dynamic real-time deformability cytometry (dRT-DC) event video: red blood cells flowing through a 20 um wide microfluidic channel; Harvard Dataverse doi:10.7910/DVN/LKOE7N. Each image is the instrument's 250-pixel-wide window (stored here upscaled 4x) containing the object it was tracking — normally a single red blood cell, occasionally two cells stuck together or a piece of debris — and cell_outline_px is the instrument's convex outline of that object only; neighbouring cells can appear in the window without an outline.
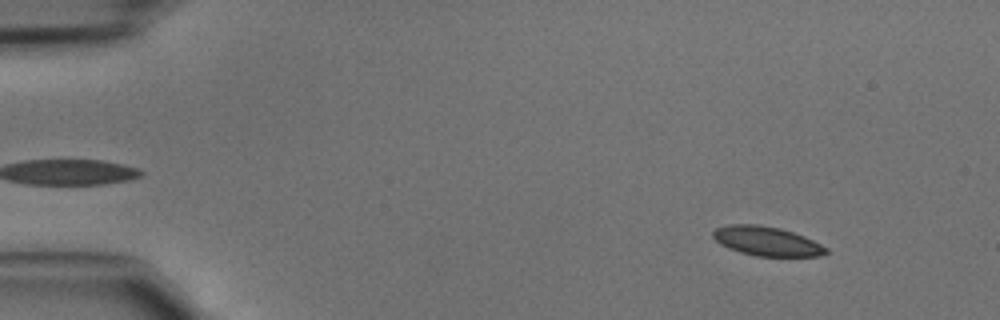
{"species": "common noctule bat (a hibernating species)", "species_latin": "Nyctalus noctula", "temperature_condition": "cold", "stored_images_in_passage": 46, "camera_frame_rate_fps": 3000, "um_per_image_px": 0.085, "animal": {"sex": "male", "body_mass_g": 15.6}, "frame": {"image": 1, "passage_image": 5, "time_ms": 1.333, "image_size_px": [1000, 320], "cell_outline_px": [[828, 252], [820, 256], [756, 256], [740, 252], [728, 248], [720, 244], [712, 236], [712, 232], [716, 228], [728, 224], [756, 224], [780, 228], [804, 236], [828, 248]], "centroid_in_image_um": [65.15, 20.49], "position_along_channel_um": 19.9, "area_um2": 19.25}}
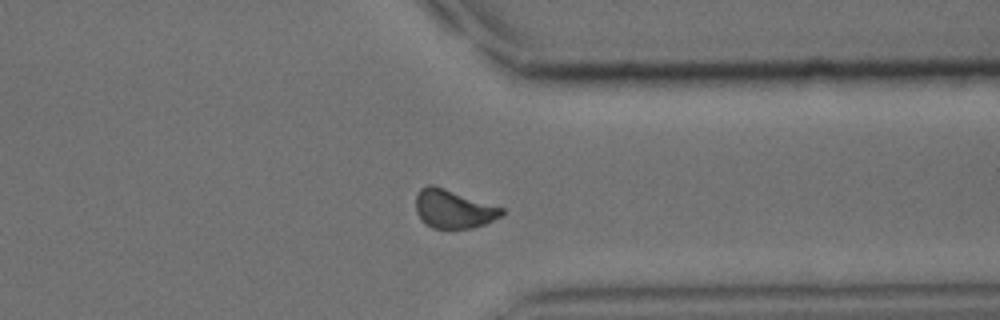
{"frame": {"image": 2, "passage_image": 36, "time_ms": 11.667, "image_size_px": [1000, 320], "cell_outline_px": [[504, 212], [500, 216], [484, 224], [472, 228], [432, 228], [416, 212], [416, 192], [420, 188], [428, 184], [432, 184], [504, 208]], "centroid_in_image_um": [38.52, 17.74], "position_along_channel_um": 372.9, "area_um2": 19.02}}
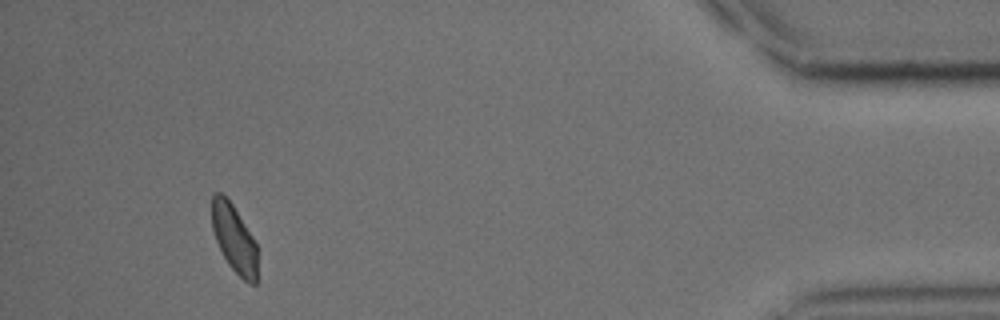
{"frame": {"image": 3, "passage_image": 43, "time_ms": 14.0, "image_size_px": [1000, 320], "cell_outline_px": [[256, 284], [248, 284], [228, 264], [216, 240], [212, 228], [212, 192], [220, 192], [232, 204], [252, 236], [256, 244]], "centroid_in_image_um": [19.88, 20.27], "position_along_channel_um": 415.3, "area_um2": 17.63}}